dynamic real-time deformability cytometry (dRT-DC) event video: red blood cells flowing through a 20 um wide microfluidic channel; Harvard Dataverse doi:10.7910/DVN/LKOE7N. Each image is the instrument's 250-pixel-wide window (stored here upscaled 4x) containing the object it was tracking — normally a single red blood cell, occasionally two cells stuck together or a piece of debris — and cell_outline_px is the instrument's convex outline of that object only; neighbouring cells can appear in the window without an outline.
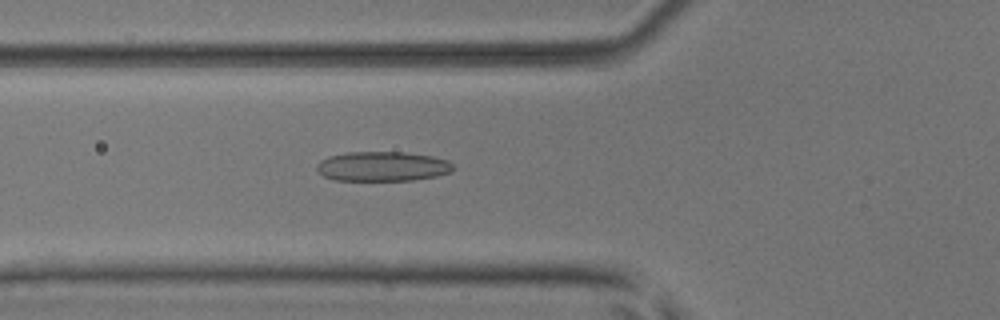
{"species": "common noctule bat (a hibernating species)", "species_latin": "Nyctalus noctula", "temperature_condition": "room temperature", "stored_images_in_passage": 51, "camera_frame_rate_fps": 3000, "um_per_image_px": 0.085, "animal": {"sex": "male", "body_mass_g": 17.9, "forearm_length_mm": 54.2}, "frame": {"image": 1, "passage_image": 19, "time_ms": 6.0, "image_size_px": [1000, 320], "cell_outline_px": [[452, 172], [436, 176], [412, 180], [332, 180], [324, 176], [316, 168], [316, 164], [320, 160], [328, 156], [348, 152], [404, 152], [432, 156], [448, 160], [452, 164]], "centroid_in_image_um": [32.49, 14.14], "position_along_channel_um": 93.3, "area_um2": 23.58}}
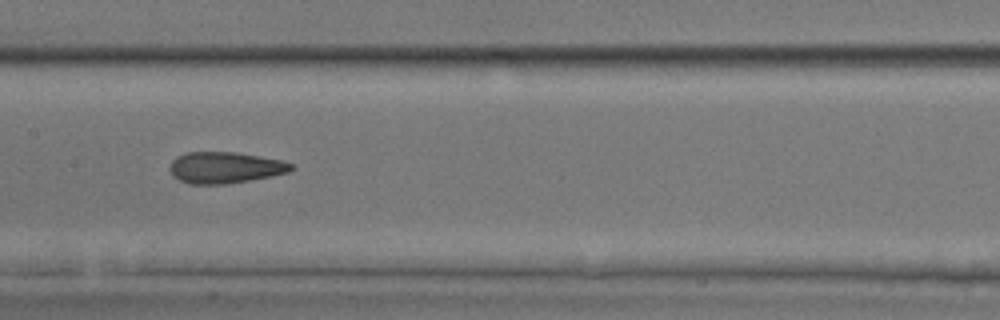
{"frame": {"image": 2, "passage_image": 26, "time_ms": 8.333, "image_size_px": [1000, 320], "cell_outline_px": [[292, 168], [288, 172], [272, 176], [252, 180], [224, 184], [188, 184], [172, 176], [168, 168], [172, 160], [176, 156], [188, 152], [236, 152], [284, 160], [292, 164]], "centroid_in_image_um": [19.1, 14.24], "position_along_channel_um": 188.3, "area_um2": 22.37}}
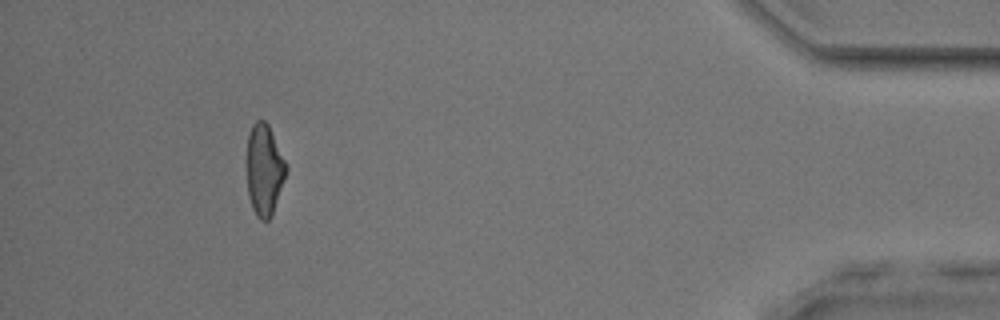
{"frame": {"image": 3, "passage_image": 47, "time_ms": 15.333, "image_size_px": [1000, 320], "cell_outline_px": [[288, 168], [272, 216], [268, 220], [260, 220], [256, 216], [252, 208], [248, 196], [248, 136], [252, 124], [256, 120], [264, 120], [268, 124]], "centroid_in_image_um": [22.47, 14.46], "position_along_channel_um": 412.7, "area_um2": 20.63}, "authors_computed_cell_mechanics": {"area_um2": 22.4264, "velocity_mm_per_s": 4.0621, "shape_relaxation_time_tau1_ms": 6.453, "shape_relaxation_time_tau2_ms": 2.2616, "deformation_change_tau1": 0.1679, "deformation_change_tau2": 0.1209}}